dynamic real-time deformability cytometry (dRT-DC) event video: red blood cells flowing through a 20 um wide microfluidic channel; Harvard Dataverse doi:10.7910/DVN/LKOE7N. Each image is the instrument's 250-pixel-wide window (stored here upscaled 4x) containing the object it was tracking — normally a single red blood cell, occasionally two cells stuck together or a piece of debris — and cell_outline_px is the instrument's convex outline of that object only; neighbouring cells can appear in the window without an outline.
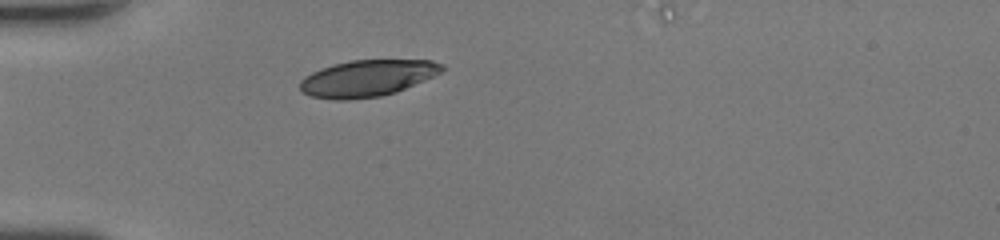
{"species": "human", "species_latin": "Homo sapiens", "temperature_condition": "room temperature", "stored_images_in_passage": 27, "camera_frame_rate_fps": 3000, "um_per_image_px": 0.085, "donor": {"sex": "female"}, "frame": {"image": 1, "passage_image": 1, "time_ms": 0.0, "image_size_px": [1000, 240], "cell_outline_px": [[444, 68], [440, 72], [432, 76], [396, 92], [380, 96], [348, 100], [336, 100], [312, 96], [300, 92], [300, 80], [304, 76], [320, 68], [332, 64], [352, 60], [432, 60], [444, 64]], "centroid_in_image_um": [31.17, 6.64], "position_along_channel_um": 53.8, "area_um2": 30.17}}
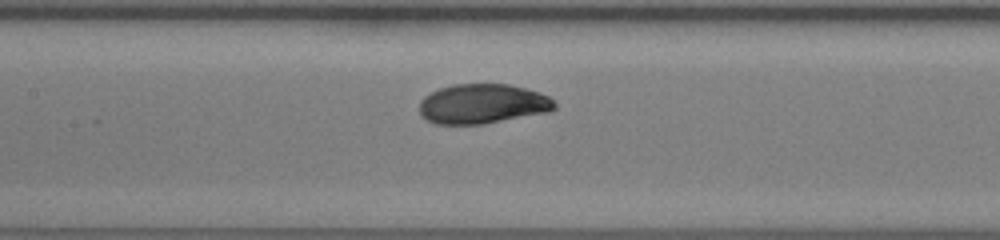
{"frame": {"image": 2, "passage_image": 10, "time_ms": 3.0, "image_size_px": [1000, 240], "cell_outline_px": [[556, 108], [548, 112], [484, 124], [436, 124], [420, 116], [420, 100], [424, 96], [440, 88], [456, 84], [508, 84], [540, 92], [548, 96], [556, 104]], "centroid_in_image_um": [41.02, 8.83], "position_along_channel_um": 166.4, "area_um2": 31.27}}
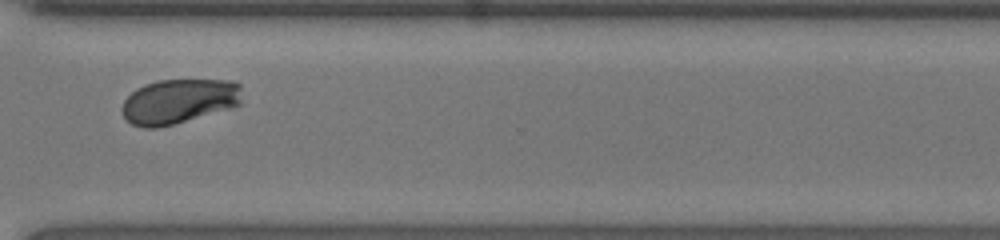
{"frame": {"image": 3, "passage_image": 23, "time_ms": 7.333, "image_size_px": [1000, 240], "cell_outline_px": [[240, 104], [232, 108], [172, 124], [156, 128], [144, 128], [132, 124], [124, 120], [120, 112], [120, 108], [124, 100], [136, 88], [160, 80], [232, 80], [240, 84]], "centroid_in_image_um": [15.16, 8.62], "position_along_channel_um": 355.4, "area_um2": 31.33}, "authors_computed_cell_mechanics": {"area_um2": 31.5588, "velocity_mm_per_s": 4.324, "shape_relaxation_time_tau1_ms": 2.4236, "shape_relaxation_time_tau2_ms": null, "deformation_change_tau1": 0.1249, "deformation_change_tau2": null}}